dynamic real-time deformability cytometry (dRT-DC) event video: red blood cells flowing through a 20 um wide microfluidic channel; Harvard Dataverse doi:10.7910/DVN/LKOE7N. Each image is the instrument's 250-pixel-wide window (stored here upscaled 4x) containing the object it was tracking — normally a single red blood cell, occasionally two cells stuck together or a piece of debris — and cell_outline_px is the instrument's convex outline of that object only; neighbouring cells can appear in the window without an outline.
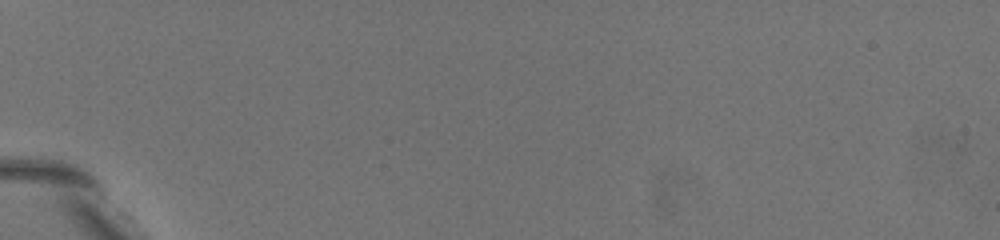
{"species": "common noctule bat (a hibernating species)", "species_latin": "Nyctalus noctula", "temperature_condition": "warm", "stored_images_in_passage": 3, "camera_frame_rate_fps": 3000, "um_per_image_px": 0.085, "animal": {"sex": "female", "body_mass_g": 19.5, "forearm_length_mm": 54.1}, "frame": {"image": 1, "passage_image": 2, "time_ms": 0.333, "image_size_px": [1000, 240], "cell_outline_px": [[184, 216], [172, 208], [120, 168], [116, 164], [108, 148], [108, 144], [112, 140], [124, 140], [144, 148], [180, 200], [184, 208]], "centroid_in_image_um": [12.25, 14.57], "position_along_channel_um": 72.8, "area_um2": 14.62}}